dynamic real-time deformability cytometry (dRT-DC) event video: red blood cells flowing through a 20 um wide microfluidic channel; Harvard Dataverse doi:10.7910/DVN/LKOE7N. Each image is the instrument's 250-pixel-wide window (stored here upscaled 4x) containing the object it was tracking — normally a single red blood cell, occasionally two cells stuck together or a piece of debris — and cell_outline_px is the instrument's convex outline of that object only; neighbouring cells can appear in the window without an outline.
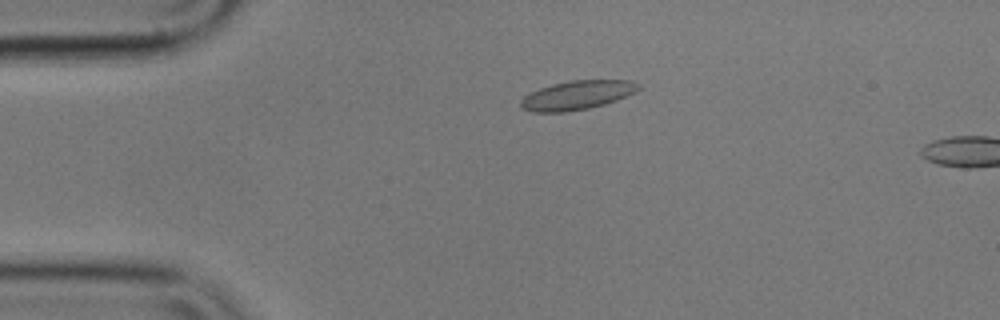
{"species": "common noctule bat (a hibernating species)", "species_latin": "Nyctalus noctula", "temperature_condition": "cold", "stored_images_in_passage": 12, "camera_frame_rate_fps": 3000, "um_per_image_px": 0.085, "animal": {"sex": "male", "body_mass_g": 17.9}, "frame": {"image": 1, "passage_image": 9, "time_ms": 2.667, "image_size_px": [1000, 320], "cell_outline_px": [[640, 88], [616, 100], [604, 104], [588, 108], [564, 112], [532, 112], [520, 108], [520, 100], [524, 96], [540, 88], [552, 84], [568, 80], [628, 80], [640, 84]], "centroid_in_image_um": [48.99, 8.09], "position_along_channel_um": 36.0, "area_um2": 19.71}}